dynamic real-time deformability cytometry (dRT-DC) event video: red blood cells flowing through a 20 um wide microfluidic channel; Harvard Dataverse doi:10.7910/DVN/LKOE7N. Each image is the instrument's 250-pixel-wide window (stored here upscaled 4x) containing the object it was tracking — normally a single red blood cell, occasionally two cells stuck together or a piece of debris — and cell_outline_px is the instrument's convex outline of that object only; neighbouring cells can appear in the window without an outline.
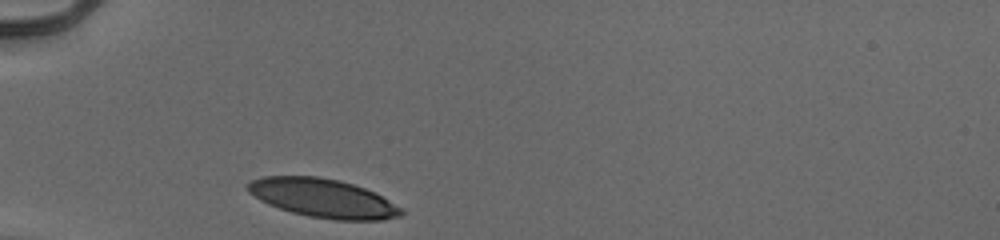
{"species": "human", "species_latin": "Homo sapiens", "temperature_condition": "cold", "stored_images_in_passage": 28, "camera_frame_rate_fps": 3000, "um_per_image_px": 0.085, "donor": {"sex": "male"}, "frame": {"image": 1, "passage_image": 1, "time_ms": 0.0, "image_size_px": [1000, 240], "cell_outline_px": [[404, 212], [400, 216], [384, 220], [332, 220], [308, 216], [292, 212], [268, 204], [260, 200], [248, 192], [244, 188], [244, 184], [252, 180], [264, 176], [316, 176], [340, 180], [376, 192], [404, 208]], "centroid_in_image_um": [27.47, 16.84], "position_along_channel_um": 57.5, "area_um2": 35.03}}
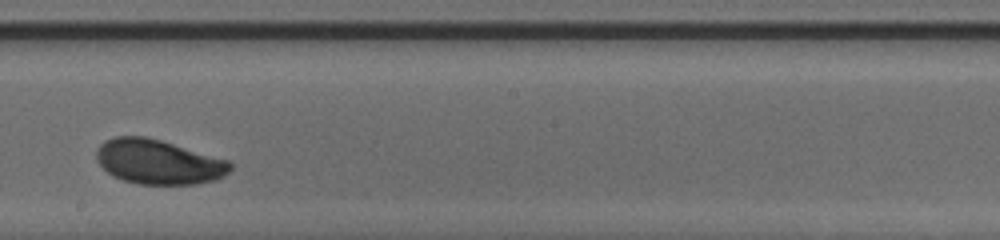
{"frame": {"image": 2, "passage_image": 16, "time_ms": 5.0, "image_size_px": [1000, 240], "cell_outline_px": [[232, 168], [224, 176], [216, 180], [200, 184], [140, 184], [124, 180], [112, 176], [96, 160], [96, 148], [104, 140], [116, 136], [144, 136], [160, 140], [228, 160], [232, 164]], "centroid_in_image_um": [13.45, 13.76], "position_along_channel_um": 234.7, "area_um2": 34.8}}
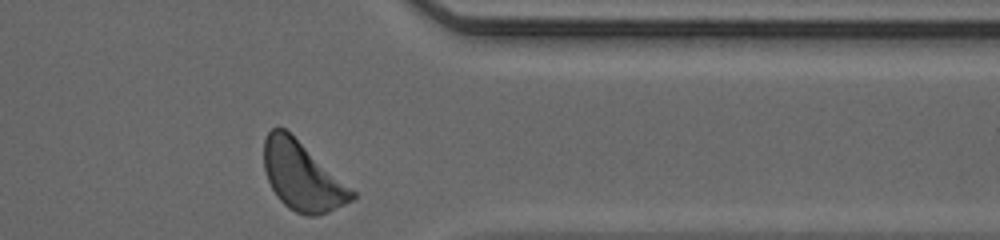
{"frame": {"image": 3, "passage_image": 28, "time_ms": 9.0, "image_size_px": [1000, 240], "cell_outline_px": [[356, 196], [352, 200], [328, 212], [316, 216], [308, 216], [296, 212], [288, 208], [276, 196], [268, 180], [264, 168], [264, 140], [268, 132], [272, 128], [284, 128], [356, 192]], "centroid_in_image_um": [25.67, 15.0], "position_along_channel_um": 385.7, "area_um2": 34.56}, "authors_computed_cell_mechanics": {"area_um2": 34.8823, "velocity_mm_per_s": 3.8799, "shape_relaxation_time_tau1_ms": 1.9955, "shape_relaxation_time_tau2_ms": null, "deformation_change_tau1": 0.1111, "deformation_change_tau2": null}}